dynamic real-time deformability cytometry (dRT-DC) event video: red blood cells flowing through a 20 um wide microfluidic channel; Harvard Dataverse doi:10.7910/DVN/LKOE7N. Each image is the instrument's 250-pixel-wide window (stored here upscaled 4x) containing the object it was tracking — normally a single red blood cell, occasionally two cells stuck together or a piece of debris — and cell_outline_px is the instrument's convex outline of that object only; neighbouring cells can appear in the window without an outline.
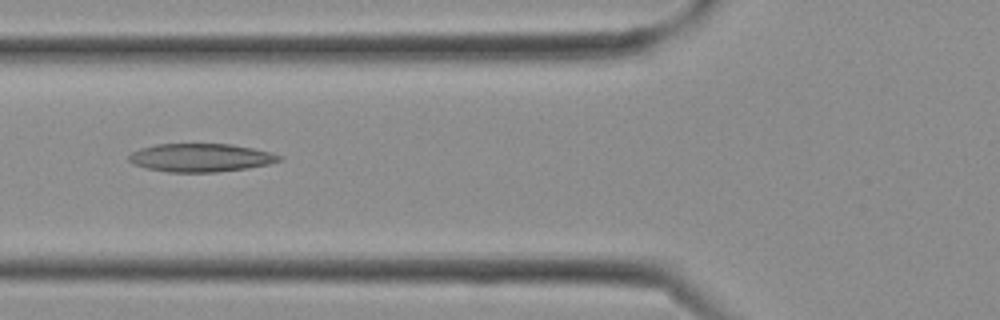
{"species": "Egyptian fruit bat (a non-hibernating species)", "species_latin": "Rousettus aegyptiacus", "temperature_condition": "cold", "stored_images_in_passage": 13, "camera_frame_rate_fps": 3000, "um_per_image_px": 0.085, "frame": {"image": 1, "passage_image": 10, "time_ms": 3.0, "image_size_px": [1000, 320], "cell_outline_px": [[284, 160], [268, 164], [248, 168], [216, 172], [168, 172], [148, 168], [132, 164], [128, 160], [128, 156], [132, 152], [140, 148], [156, 144], [232, 144], [272, 152], [284, 156]], "centroid_in_image_um": [17.09, 13.4], "position_along_channel_um": 108.7, "area_um2": 24.91}}
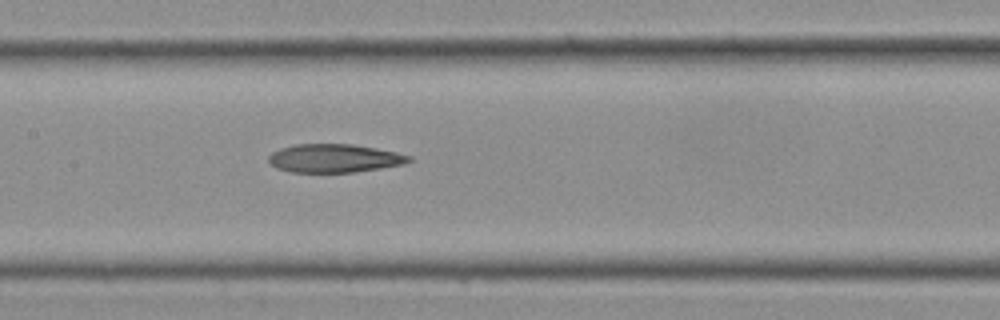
{"frame": {"image": 2, "passage_image": 13, "time_ms": 4.0, "image_size_px": [1000, 320], "cell_outline_px": [[412, 160], [404, 164], [380, 168], [352, 172], [288, 172], [276, 168], [268, 160], [268, 156], [272, 152], [280, 148], [296, 144], [352, 144], [376, 148], [396, 152], [412, 156]], "centroid_in_image_um": [28.41, 13.45], "position_along_channel_um": 179.0, "area_um2": 23.24}}